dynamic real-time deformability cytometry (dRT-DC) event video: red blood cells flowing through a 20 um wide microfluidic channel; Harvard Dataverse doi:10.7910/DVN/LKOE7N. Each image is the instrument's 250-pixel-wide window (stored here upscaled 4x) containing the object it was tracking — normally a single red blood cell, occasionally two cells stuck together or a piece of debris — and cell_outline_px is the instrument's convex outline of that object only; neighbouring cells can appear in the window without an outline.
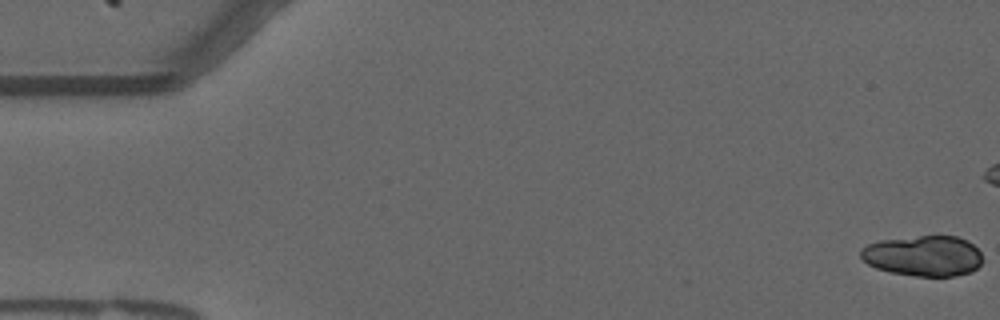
{"species": "common noctule bat (a hibernating species)", "species_latin": "Nyctalus noctula", "temperature_condition": "warm", "stored_images_in_passage": 21, "camera_frame_rate_fps": 3000, "um_per_image_px": 0.085, "animal": {"sex": "male", "forearm_length_mm": 52.5}, "frame": {"image": 1, "passage_image": 1, "time_ms": 0.0, "image_size_px": [1000, 320], "cell_outline_px": [[984, 260], [972, 272], [952, 276], [916, 276], [892, 272], [876, 268], [868, 264], [860, 256], [860, 248], [868, 244], [880, 240], [920, 236], [956, 236], [968, 240], [980, 252]], "centroid_in_image_um": [78.5, 21.74], "position_along_channel_um": 6.5, "area_um2": 28.84}}